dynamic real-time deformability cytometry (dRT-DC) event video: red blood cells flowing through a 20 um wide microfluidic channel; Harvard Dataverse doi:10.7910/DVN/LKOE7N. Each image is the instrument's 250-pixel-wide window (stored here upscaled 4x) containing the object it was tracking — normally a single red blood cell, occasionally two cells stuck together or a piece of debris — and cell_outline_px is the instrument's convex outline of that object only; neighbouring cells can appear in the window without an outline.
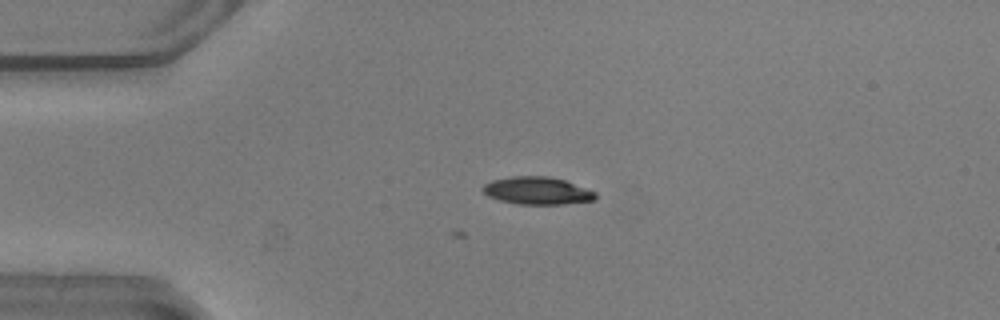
{"species": "common noctule bat (a hibernating species)", "species_latin": "Nyctalus noctula", "temperature_condition": "warm", "stored_images_in_passage": 5, "camera_frame_rate_fps": 3000, "um_per_image_px": 0.085, "animal": {"sex": "male", "body_mass_g": 20.5, "forearm_length_mm": 52.5}, "frame": {"image": 1, "passage_image": 1, "time_ms": 0.0, "image_size_px": [1000, 320], "cell_outline_px": [[596, 200], [564, 204], [516, 204], [500, 200], [488, 196], [480, 188], [484, 184], [492, 180], [512, 176], [552, 176], [564, 180], [596, 192]], "centroid_in_image_um": [45.65, 16.21], "position_along_channel_um": 39.3, "area_um2": 18.15}}